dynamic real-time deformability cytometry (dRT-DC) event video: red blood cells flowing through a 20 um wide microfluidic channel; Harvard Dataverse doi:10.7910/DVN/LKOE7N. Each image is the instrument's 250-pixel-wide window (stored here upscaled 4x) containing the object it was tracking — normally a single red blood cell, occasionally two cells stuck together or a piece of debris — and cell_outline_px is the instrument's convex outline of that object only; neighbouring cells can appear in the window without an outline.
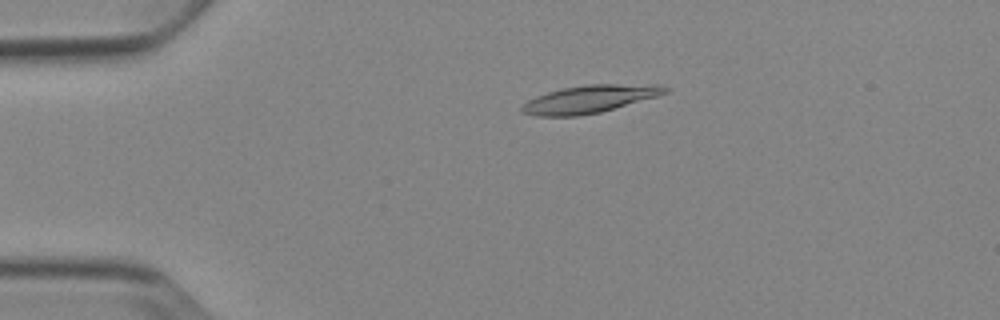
{"species": "Egyptian fruit bat (a non-hibernating species)", "species_latin": "Rousettus aegyptiacus", "temperature_condition": "cold", "stored_images_in_passage": 52, "camera_frame_rate_fps": 3000, "um_per_image_px": 0.085, "animal": {"sex": "female"}, "frame": {"image": 1, "passage_image": 11, "time_ms": 3.333, "image_size_px": [1000, 320], "cell_outline_px": [[668, 92], [656, 96], [600, 112], [580, 116], [536, 116], [520, 112], [520, 108], [528, 100], [536, 96], [560, 88], [588, 84], [660, 84], [668, 88]], "centroid_in_image_um": [50.09, 8.41], "position_along_channel_um": 34.9, "area_um2": 23.06}}
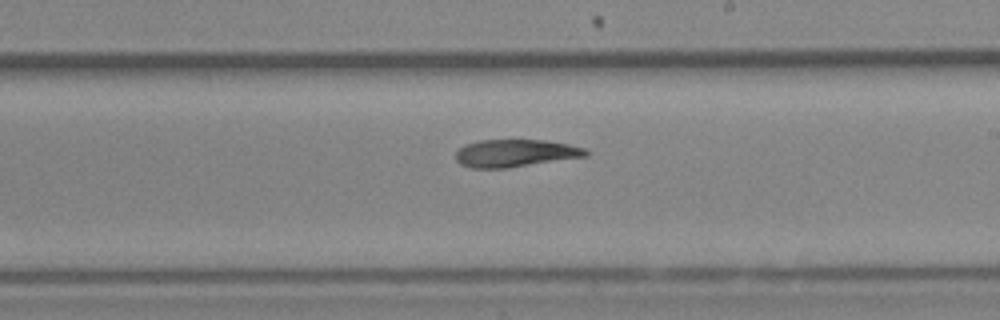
{"frame": {"image": 2, "passage_image": 31, "time_ms": 10.0, "image_size_px": [1000, 320], "cell_outline_px": [[588, 156], [508, 168], [472, 168], [460, 164], [456, 160], [456, 152], [464, 144], [480, 140], [544, 140], [568, 144], [588, 148]], "centroid_in_image_um": [43.82, 13.02], "position_along_channel_um": 245.2, "area_um2": 20.98}}
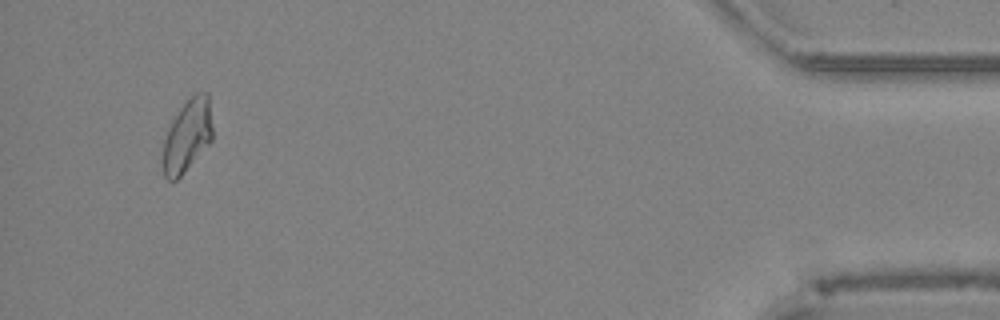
{"frame": {"image": 3, "passage_image": 50, "time_ms": 16.333, "image_size_px": [1000, 320], "cell_outline_px": [[212, 140], [180, 176], [176, 180], [168, 180], [164, 176], [160, 160], [164, 140], [168, 128], [172, 120], [180, 108], [196, 92], [208, 92], [212, 128]], "centroid_in_image_um": [15.88, 11.56], "position_along_channel_um": 419.3, "area_um2": 20.98}, "authors_computed_cell_mechanics": {"area_um2": 21.7328, "velocity_mm_per_s": 3.8366, "shape_relaxation_time_tau1_ms": 9.0292, "shape_relaxation_time_tau2_ms": null, "deformation_change_tau1": 0.2187, "deformation_change_tau2": null}}